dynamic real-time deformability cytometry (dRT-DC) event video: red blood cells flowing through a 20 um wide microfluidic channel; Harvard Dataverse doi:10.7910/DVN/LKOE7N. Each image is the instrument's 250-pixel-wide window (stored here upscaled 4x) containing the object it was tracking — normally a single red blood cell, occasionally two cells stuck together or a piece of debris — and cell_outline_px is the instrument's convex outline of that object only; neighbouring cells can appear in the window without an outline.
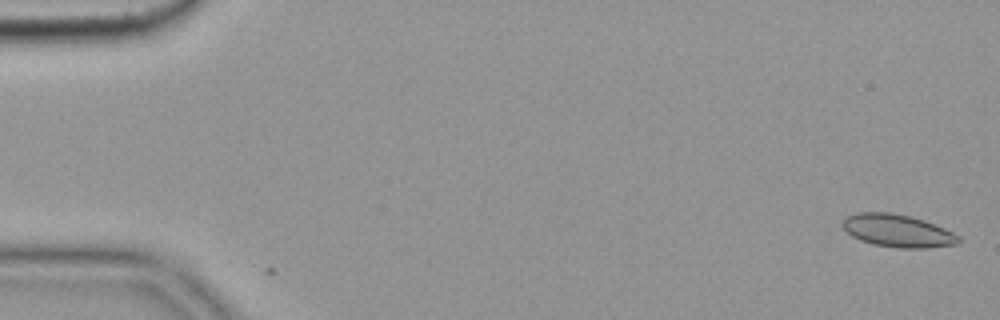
{"species": "common noctule bat (a hibernating species)", "species_latin": "Nyctalus noctula", "temperature_condition": "cold", "stored_images_in_passage": 2, "camera_frame_rate_fps": 3000, "um_per_image_px": 0.085, "animal": {"sex": "female", "body_mass_g": 19.9}, "frame": {"image": 1, "passage_image": 2, "time_ms": 0.333, "image_size_px": [1000, 320], "cell_outline_px": [[960, 240], [956, 244], [928, 248], [900, 248], [872, 244], [860, 240], [852, 236], [840, 224], [848, 216], [856, 212], [892, 212], [924, 220], [944, 228], [960, 236]], "centroid_in_image_um": [76.29, 19.61], "position_along_channel_um": 8.7, "area_um2": 22.02}}